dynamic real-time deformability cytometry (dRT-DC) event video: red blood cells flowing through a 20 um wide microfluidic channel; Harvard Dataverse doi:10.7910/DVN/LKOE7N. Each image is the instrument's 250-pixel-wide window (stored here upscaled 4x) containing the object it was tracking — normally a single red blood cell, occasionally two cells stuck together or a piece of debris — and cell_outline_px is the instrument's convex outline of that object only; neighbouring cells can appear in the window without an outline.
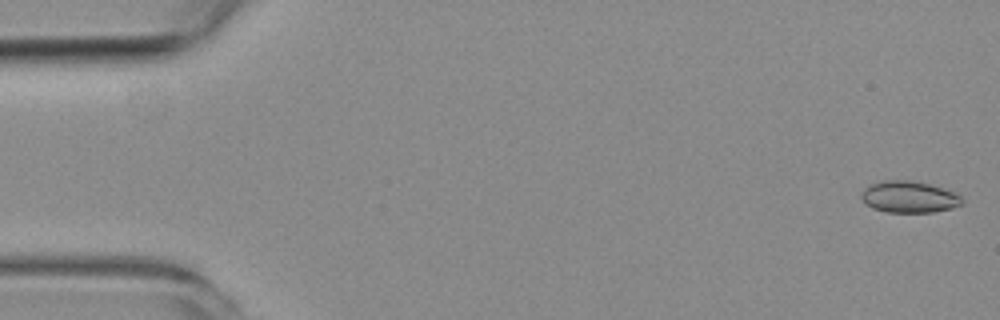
{"species": "common noctule bat (a hibernating species)", "species_latin": "Nyctalus noctula", "temperature_condition": "room temperature", "stored_images_in_passage": 5, "camera_frame_rate_fps": 3000, "um_per_image_px": 0.085, "animal": {"sex": "female", "body_mass_g": 19.3, "forearm_length_mm": 54.1}, "frame": {"image": 1, "passage_image": 1, "time_ms": 0.0, "image_size_px": [1000, 320], "cell_outline_px": [[964, 204], [952, 208], [932, 212], [888, 212], [872, 208], [860, 196], [860, 192], [868, 184], [884, 180], [912, 180], [928, 184], [952, 192], [960, 196], [964, 200]], "centroid_in_image_um": [77.25, 16.73], "position_along_channel_um": 7.8, "area_um2": 18.5}}
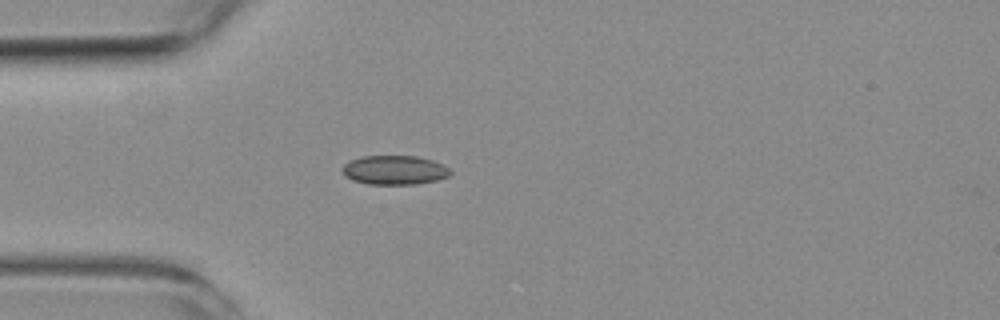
{"frame": {"image": 2, "passage_image": 5, "time_ms": 4.667, "image_size_px": [1000, 320], "cell_outline_px": [[452, 172], [448, 176], [436, 180], [416, 184], [368, 184], [352, 180], [344, 176], [340, 172], [340, 168], [348, 160], [364, 156], [416, 156], [432, 160], [444, 164]], "centroid_in_image_um": [33.48, 14.45], "position_along_channel_um": 51.5, "area_um2": 18.55}}